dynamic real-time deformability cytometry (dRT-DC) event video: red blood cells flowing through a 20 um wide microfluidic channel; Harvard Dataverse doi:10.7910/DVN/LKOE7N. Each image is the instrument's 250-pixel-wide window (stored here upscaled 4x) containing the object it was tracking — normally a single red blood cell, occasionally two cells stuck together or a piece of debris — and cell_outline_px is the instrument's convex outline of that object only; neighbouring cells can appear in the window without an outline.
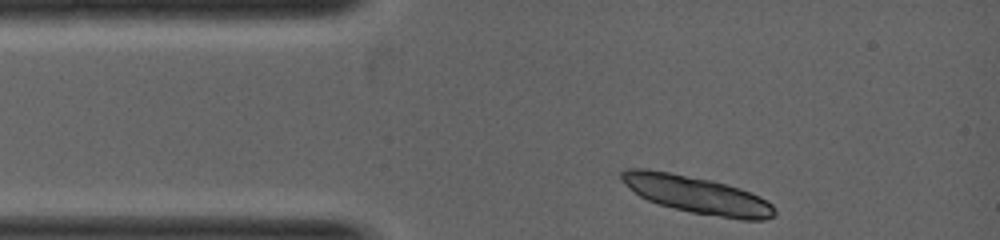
{"species": "common noctule bat (a hibernating species)", "species_latin": "Nyctalus noctula", "temperature_condition": "warm", "stored_images_in_passage": 2, "camera_frame_rate_fps": 5000, "um_per_image_px": 0.085, "animal": {"sex": "female", "body_mass_g": 19.0, "forearm_length_mm": 53.3}, "frame": {"image": 1, "passage_image": 1, "time_ms": 0.0, "image_size_px": [1000, 240], "cell_outline_px": [[776, 216], [764, 220], [744, 220], [692, 212], [660, 204], [648, 200], [640, 196], [620, 180], [620, 172], [624, 168], [648, 168], [712, 180], [740, 188], [760, 196], [772, 204], [776, 208]], "centroid_in_image_um": [59.25, 16.54], "position_along_channel_um": 25.8, "area_um2": 33.29}}